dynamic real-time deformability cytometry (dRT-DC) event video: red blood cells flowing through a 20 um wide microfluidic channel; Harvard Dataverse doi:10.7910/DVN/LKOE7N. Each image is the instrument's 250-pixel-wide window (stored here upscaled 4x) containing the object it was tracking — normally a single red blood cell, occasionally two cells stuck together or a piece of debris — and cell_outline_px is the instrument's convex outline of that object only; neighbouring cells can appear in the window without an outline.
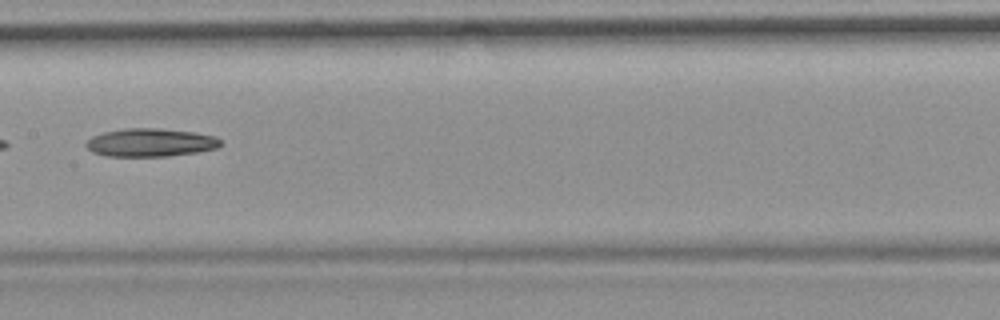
{"species": "common noctule bat (a hibernating species)", "species_latin": "Nyctalus noctula", "temperature_condition": "room temperature", "stored_images_in_passage": 8, "camera_frame_rate_fps": 3000, "um_per_image_px": 0.085, "animal": {"sex": "female", "body_mass_g": 19.9}, "frame": {"image": 1, "passage_image": 8, "time_ms": 8.333, "image_size_px": [1000, 320], "cell_outline_px": [[220, 144], [216, 148], [196, 152], [168, 156], [104, 156], [92, 152], [84, 144], [92, 136], [104, 132], [124, 128], [160, 128], [196, 132], [216, 136], [220, 140]], "centroid_in_image_um": [12.77, 12.11], "position_along_channel_um": 194.6, "area_um2": 22.14}}